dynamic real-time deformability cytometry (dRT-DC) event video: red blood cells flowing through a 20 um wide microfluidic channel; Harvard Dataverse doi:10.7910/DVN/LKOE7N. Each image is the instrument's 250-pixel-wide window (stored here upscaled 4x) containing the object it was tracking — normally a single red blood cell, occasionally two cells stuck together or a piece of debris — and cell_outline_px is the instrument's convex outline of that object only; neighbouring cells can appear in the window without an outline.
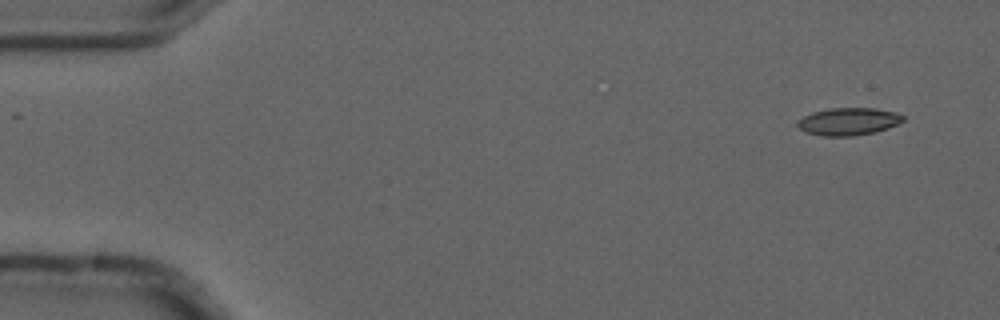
{"species": "common noctule bat (a hibernating species)", "species_latin": "Nyctalus noctula", "temperature_condition": "cold", "stored_images_in_passage": 5, "camera_frame_rate_fps": 3000, "um_per_image_px": 0.085, "animal": {"sex": "male", "forearm_length_mm": 52.5}, "frame": {"image": 1, "passage_image": 1, "time_ms": 0.0, "image_size_px": [1000, 320], "cell_outline_px": [[904, 120], [888, 128], [872, 132], [852, 136], [820, 136], [808, 132], [800, 128], [796, 124], [804, 116], [812, 112], [832, 108], [876, 108], [896, 112], [904, 116]], "centroid_in_image_um": [72.13, 10.32], "position_along_channel_um": 12.9, "area_um2": 16.7}}
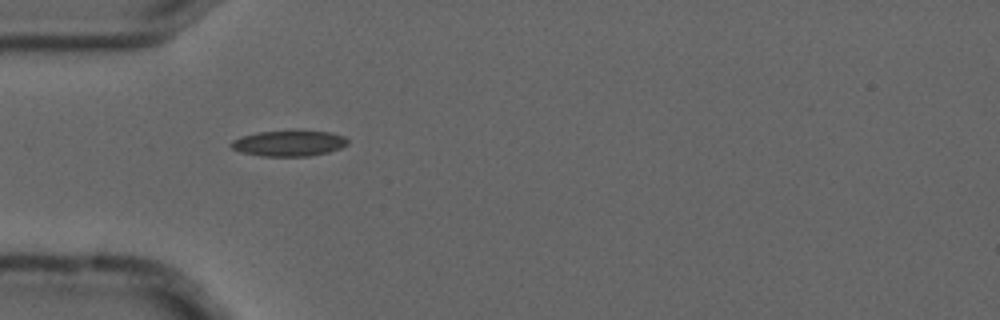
{"frame": {"image": 2, "passage_image": 4, "time_ms": 1.0, "image_size_px": [1000, 320], "cell_outline_px": [[348, 144], [340, 148], [328, 152], [308, 156], [260, 156], [240, 152], [232, 148], [228, 144], [232, 140], [240, 136], [260, 132], [328, 132], [344, 136], [348, 140]], "centroid_in_image_um": [24.51, 12.2], "position_along_channel_um": 60.5, "area_um2": 17.17}}
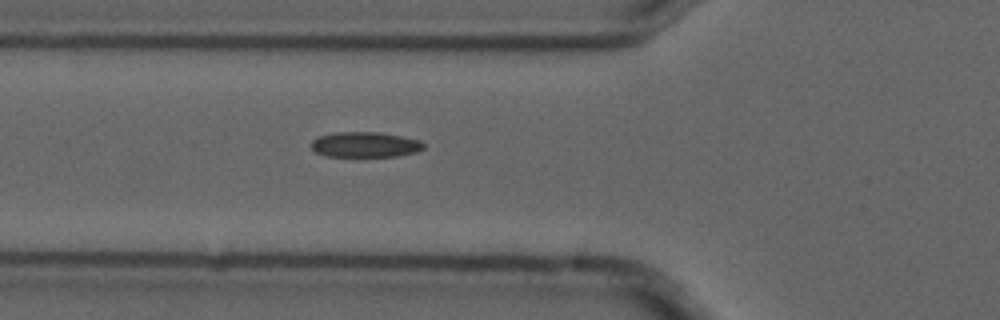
{"frame": {"image": 3, "passage_image": 5, "time_ms": 1.333, "image_size_px": [1000, 320], "cell_outline_px": [[424, 148], [416, 152], [396, 156], [324, 156], [316, 152], [308, 144], [316, 136], [336, 132], [380, 132], [420, 140], [424, 144]], "centroid_in_image_um": [30.98, 12.28], "position_along_channel_um": 94.8, "area_um2": 16.7}}